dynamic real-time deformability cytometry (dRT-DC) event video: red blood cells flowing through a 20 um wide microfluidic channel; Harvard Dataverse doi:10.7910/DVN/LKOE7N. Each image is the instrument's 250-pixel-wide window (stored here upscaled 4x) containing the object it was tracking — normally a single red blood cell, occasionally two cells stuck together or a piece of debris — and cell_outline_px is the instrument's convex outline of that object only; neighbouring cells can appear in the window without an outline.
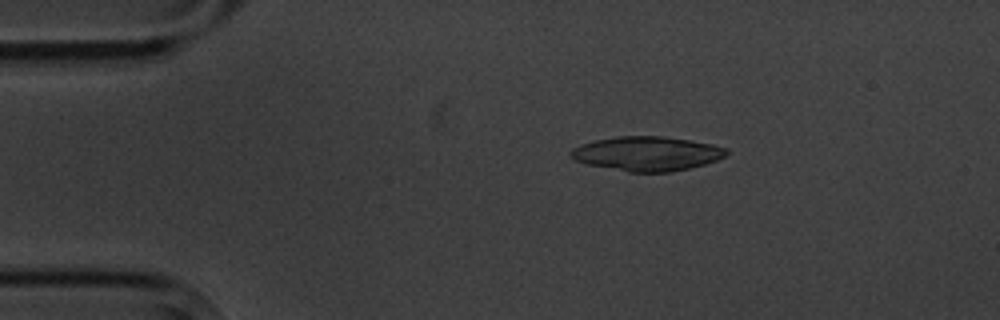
{"species": "common noctule bat (a hibernating species)", "species_latin": "Nyctalus noctula", "temperature_condition": "cold", "stored_images_in_passage": 4, "camera_frame_rate_fps": 3000, "um_per_image_px": 0.085, "animal": {"sex": "male", "body_mass_g": 20.1, "forearm_length_mm": 53.5}, "frame": {"image": 1, "passage_image": 1, "time_ms": 0.0, "image_size_px": [1000, 320], "cell_outline_px": [[728, 152], [724, 156], [716, 160], [704, 164], [672, 172], [628, 172], [588, 164], [576, 160], [568, 156], [568, 152], [572, 148], [580, 144], [596, 140], [616, 136], [664, 136], [712, 144], [728, 148]], "centroid_in_image_um": [54.96, 13.05], "position_along_channel_um": 30.0, "area_um2": 31.15}}